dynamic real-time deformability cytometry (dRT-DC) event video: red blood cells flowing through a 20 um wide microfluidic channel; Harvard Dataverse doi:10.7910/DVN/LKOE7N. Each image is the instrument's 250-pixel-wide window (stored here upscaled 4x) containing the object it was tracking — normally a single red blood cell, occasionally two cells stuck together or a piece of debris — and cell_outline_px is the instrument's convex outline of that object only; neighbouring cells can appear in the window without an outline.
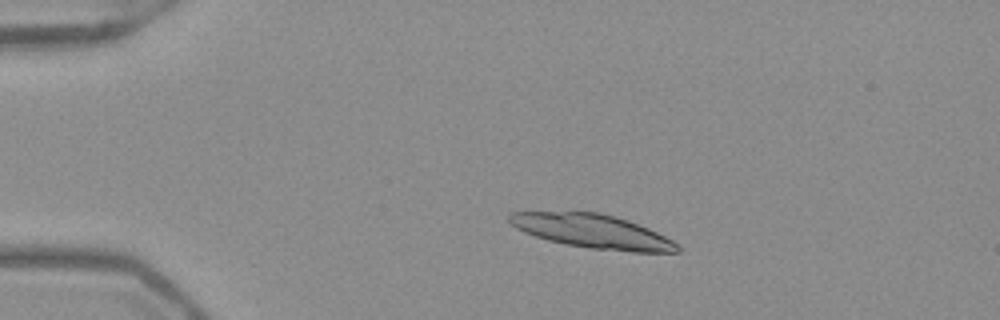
{"species": "Egyptian fruit bat (a non-hibernating species)", "species_latin": "Rousettus aegyptiacus", "temperature_condition": "warm", "stored_images_in_passage": 21, "camera_frame_rate_fps": 3000, "um_per_image_px": 0.085, "frame": {"image": 1, "passage_image": 10, "time_ms": 3.0, "image_size_px": [1000, 320], "cell_outline_px": [[680, 252], [632, 252], [588, 248], [548, 240], [524, 232], [516, 228], [508, 220], [508, 216], [512, 212], [600, 212], [616, 216], [628, 220], [648, 228], [680, 244]], "centroid_in_image_um": [50.39, 19.66], "position_along_channel_um": 34.6, "area_um2": 33.0}}